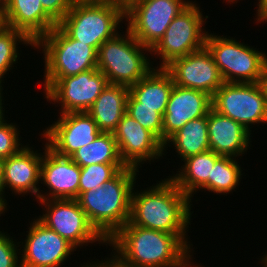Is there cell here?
<instances>
[{
    "label": "cell",
    "mask_w": 267,
    "mask_h": 267,
    "mask_svg": "<svg viewBox=\"0 0 267 267\" xmlns=\"http://www.w3.org/2000/svg\"><path fill=\"white\" fill-rule=\"evenodd\" d=\"M108 257L117 267H188L193 253L175 234L132 225L129 221L108 241Z\"/></svg>",
    "instance_id": "6da1fadb"
},
{
    "label": "cell",
    "mask_w": 267,
    "mask_h": 267,
    "mask_svg": "<svg viewBox=\"0 0 267 267\" xmlns=\"http://www.w3.org/2000/svg\"><path fill=\"white\" fill-rule=\"evenodd\" d=\"M155 184L144 190H136L139 185H134L129 222L143 228L175 234L195 252L187 236L194 207L191 199L169 177L157 180Z\"/></svg>",
    "instance_id": "7a4b0ae2"
},
{
    "label": "cell",
    "mask_w": 267,
    "mask_h": 267,
    "mask_svg": "<svg viewBox=\"0 0 267 267\" xmlns=\"http://www.w3.org/2000/svg\"><path fill=\"white\" fill-rule=\"evenodd\" d=\"M139 172L126 166L102 186L76 198L90 223L107 241L129 221L131 194Z\"/></svg>",
    "instance_id": "3957f363"
},
{
    "label": "cell",
    "mask_w": 267,
    "mask_h": 267,
    "mask_svg": "<svg viewBox=\"0 0 267 267\" xmlns=\"http://www.w3.org/2000/svg\"><path fill=\"white\" fill-rule=\"evenodd\" d=\"M125 6L105 0H75L57 24L70 38L93 46L97 51L123 29ZM121 25V26H120ZM120 30V31H119Z\"/></svg>",
    "instance_id": "277c9868"
},
{
    "label": "cell",
    "mask_w": 267,
    "mask_h": 267,
    "mask_svg": "<svg viewBox=\"0 0 267 267\" xmlns=\"http://www.w3.org/2000/svg\"><path fill=\"white\" fill-rule=\"evenodd\" d=\"M148 54L150 49L126 28L99 47L97 69L107 77L108 83L130 87L154 68Z\"/></svg>",
    "instance_id": "5b68a950"
},
{
    "label": "cell",
    "mask_w": 267,
    "mask_h": 267,
    "mask_svg": "<svg viewBox=\"0 0 267 267\" xmlns=\"http://www.w3.org/2000/svg\"><path fill=\"white\" fill-rule=\"evenodd\" d=\"M41 51L44 59V80H59L97 68V50L70 38L58 25L42 36L34 50Z\"/></svg>",
    "instance_id": "8992f818"
},
{
    "label": "cell",
    "mask_w": 267,
    "mask_h": 267,
    "mask_svg": "<svg viewBox=\"0 0 267 267\" xmlns=\"http://www.w3.org/2000/svg\"><path fill=\"white\" fill-rule=\"evenodd\" d=\"M216 34L208 31L205 46L219 68L224 82L257 83L267 65V53L234 37Z\"/></svg>",
    "instance_id": "52a82bcc"
},
{
    "label": "cell",
    "mask_w": 267,
    "mask_h": 267,
    "mask_svg": "<svg viewBox=\"0 0 267 267\" xmlns=\"http://www.w3.org/2000/svg\"><path fill=\"white\" fill-rule=\"evenodd\" d=\"M192 1L184 8L169 24L163 37L150 50V56L156 59L157 66L154 68H165L173 60L195 52L205 46L208 33L205 28L208 16H204L202 8ZM205 29H204V28Z\"/></svg>",
    "instance_id": "ba28073f"
},
{
    "label": "cell",
    "mask_w": 267,
    "mask_h": 267,
    "mask_svg": "<svg viewBox=\"0 0 267 267\" xmlns=\"http://www.w3.org/2000/svg\"><path fill=\"white\" fill-rule=\"evenodd\" d=\"M192 0H133L125 7V25L135 39L150 50L172 20Z\"/></svg>",
    "instance_id": "9c48e42d"
},
{
    "label": "cell",
    "mask_w": 267,
    "mask_h": 267,
    "mask_svg": "<svg viewBox=\"0 0 267 267\" xmlns=\"http://www.w3.org/2000/svg\"><path fill=\"white\" fill-rule=\"evenodd\" d=\"M37 203L44 210L36 217L77 249L93 243L107 246V240L90 223L76 199L39 200Z\"/></svg>",
    "instance_id": "30bf717a"
},
{
    "label": "cell",
    "mask_w": 267,
    "mask_h": 267,
    "mask_svg": "<svg viewBox=\"0 0 267 267\" xmlns=\"http://www.w3.org/2000/svg\"><path fill=\"white\" fill-rule=\"evenodd\" d=\"M44 97L61 106L59 114L87 112L107 86V77L97 68L59 80H43Z\"/></svg>",
    "instance_id": "8fae6325"
},
{
    "label": "cell",
    "mask_w": 267,
    "mask_h": 267,
    "mask_svg": "<svg viewBox=\"0 0 267 267\" xmlns=\"http://www.w3.org/2000/svg\"><path fill=\"white\" fill-rule=\"evenodd\" d=\"M212 109L252 134V125H267V103L257 83H224L211 97Z\"/></svg>",
    "instance_id": "7c38bea8"
},
{
    "label": "cell",
    "mask_w": 267,
    "mask_h": 267,
    "mask_svg": "<svg viewBox=\"0 0 267 267\" xmlns=\"http://www.w3.org/2000/svg\"><path fill=\"white\" fill-rule=\"evenodd\" d=\"M29 223L27 235L24 234L26 237L23 241H18L21 267H62L71 259L69 257L77 250L73 244L48 228L37 217L32 218Z\"/></svg>",
    "instance_id": "4fadbf2b"
},
{
    "label": "cell",
    "mask_w": 267,
    "mask_h": 267,
    "mask_svg": "<svg viewBox=\"0 0 267 267\" xmlns=\"http://www.w3.org/2000/svg\"><path fill=\"white\" fill-rule=\"evenodd\" d=\"M58 116L57 121H52L40 134L45 140L43 142L58 155L70 157L102 133L87 112H69Z\"/></svg>",
    "instance_id": "5bb4252c"
},
{
    "label": "cell",
    "mask_w": 267,
    "mask_h": 267,
    "mask_svg": "<svg viewBox=\"0 0 267 267\" xmlns=\"http://www.w3.org/2000/svg\"><path fill=\"white\" fill-rule=\"evenodd\" d=\"M112 134L117 142L120 158L127 167L139 170L145 162L151 164L156 162L154 160L164 158L163 143L127 113Z\"/></svg>",
    "instance_id": "9a60e30c"
},
{
    "label": "cell",
    "mask_w": 267,
    "mask_h": 267,
    "mask_svg": "<svg viewBox=\"0 0 267 267\" xmlns=\"http://www.w3.org/2000/svg\"><path fill=\"white\" fill-rule=\"evenodd\" d=\"M164 69L175 85L200 90L211 97L225 83L206 46L173 60Z\"/></svg>",
    "instance_id": "2e32d148"
},
{
    "label": "cell",
    "mask_w": 267,
    "mask_h": 267,
    "mask_svg": "<svg viewBox=\"0 0 267 267\" xmlns=\"http://www.w3.org/2000/svg\"><path fill=\"white\" fill-rule=\"evenodd\" d=\"M40 183L46 192L39 190L34 201L49 199H76L79 196L81 167L70 157L56 154L47 143L43 147Z\"/></svg>",
    "instance_id": "e0dca14e"
},
{
    "label": "cell",
    "mask_w": 267,
    "mask_h": 267,
    "mask_svg": "<svg viewBox=\"0 0 267 267\" xmlns=\"http://www.w3.org/2000/svg\"><path fill=\"white\" fill-rule=\"evenodd\" d=\"M26 144L17 154L4 160L2 201L8 206L6 195L11 191L14 196L30 194L35 199L42 187L40 184L43 152ZM35 149V150H33ZM40 186V187H39ZM7 193V194H5Z\"/></svg>",
    "instance_id": "ac0fdd59"
},
{
    "label": "cell",
    "mask_w": 267,
    "mask_h": 267,
    "mask_svg": "<svg viewBox=\"0 0 267 267\" xmlns=\"http://www.w3.org/2000/svg\"><path fill=\"white\" fill-rule=\"evenodd\" d=\"M211 108L207 93L174 85L163 115V144L188 121L206 116Z\"/></svg>",
    "instance_id": "d6986e66"
},
{
    "label": "cell",
    "mask_w": 267,
    "mask_h": 267,
    "mask_svg": "<svg viewBox=\"0 0 267 267\" xmlns=\"http://www.w3.org/2000/svg\"><path fill=\"white\" fill-rule=\"evenodd\" d=\"M207 124L210 150L220 156L240 157L241 160L252 146L248 130L212 108L207 114Z\"/></svg>",
    "instance_id": "ffe728a7"
},
{
    "label": "cell",
    "mask_w": 267,
    "mask_h": 267,
    "mask_svg": "<svg viewBox=\"0 0 267 267\" xmlns=\"http://www.w3.org/2000/svg\"><path fill=\"white\" fill-rule=\"evenodd\" d=\"M0 13L3 25L23 32L34 44L57 26L40 0H8Z\"/></svg>",
    "instance_id": "44dd1931"
},
{
    "label": "cell",
    "mask_w": 267,
    "mask_h": 267,
    "mask_svg": "<svg viewBox=\"0 0 267 267\" xmlns=\"http://www.w3.org/2000/svg\"><path fill=\"white\" fill-rule=\"evenodd\" d=\"M174 85L171 75L164 68H153L129 87L127 107L157 108L163 116Z\"/></svg>",
    "instance_id": "7402d4cb"
},
{
    "label": "cell",
    "mask_w": 267,
    "mask_h": 267,
    "mask_svg": "<svg viewBox=\"0 0 267 267\" xmlns=\"http://www.w3.org/2000/svg\"><path fill=\"white\" fill-rule=\"evenodd\" d=\"M220 157L211 150L190 156L183 160L181 168L179 165L176 174L172 171V175L166 177H169L193 202L192 199L197 192L208 190L211 193V172Z\"/></svg>",
    "instance_id": "603a6c76"
},
{
    "label": "cell",
    "mask_w": 267,
    "mask_h": 267,
    "mask_svg": "<svg viewBox=\"0 0 267 267\" xmlns=\"http://www.w3.org/2000/svg\"><path fill=\"white\" fill-rule=\"evenodd\" d=\"M129 87L108 83L87 113L99 130L113 133L127 110Z\"/></svg>",
    "instance_id": "cb8c5ba5"
},
{
    "label": "cell",
    "mask_w": 267,
    "mask_h": 267,
    "mask_svg": "<svg viewBox=\"0 0 267 267\" xmlns=\"http://www.w3.org/2000/svg\"><path fill=\"white\" fill-rule=\"evenodd\" d=\"M164 156L168 147L174 146L181 160L210 150L207 115L188 121L181 129L171 135L163 144Z\"/></svg>",
    "instance_id": "d4e9b609"
},
{
    "label": "cell",
    "mask_w": 267,
    "mask_h": 267,
    "mask_svg": "<svg viewBox=\"0 0 267 267\" xmlns=\"http://www.w3.org/2000/svg\"><path fill=\"white\" fill-rule=\"evenodd\" d=\"M70 158L80 167L92 164H124L113 134L104 132L90 144L79 148Z\"/></svg>",
    "instance_id": "484cf974"
},
{
    "label": "cell",
    "mask_w": 267,
    "mask_h": 267,
    "mask_svg": "<svg viewBox=\"0 0 267 267\" xmlns=\"http://www.w3.org/2000/svg\"><path fill=\"white\" fill-rule=\"evenodd\" d=\"M20 45L31 46L34 49V43L21 31L0 25V84L3 85L5 75L9 74L20 59L22 50ZM15 64V65H14ZM14 65V66H13Z\"/></svg>",
    "instance_id": "4316f807"
},
{
    "label": "cell",
    "mask_w": 267,
    "mask_h": 267,
    "mask_svg": "<svg viewBox=\"0 0 267 267\" xmlns=\"http://www.w3.org/2000/svg\"><path fill=\"white\" fill-rule=\"evenodd\" d=\"M238 162V158L229 156H221L215 162L211 172V192L227 196L233 190L239 189L244 172Z\"/></svg>",
    "instance_id": "83f0119b"
},
{
    "label": "cell",
    "mask_w": 267,
    "mask_h": 267,
    "mask_svg": "<svg viewBox=\"0 0 267 267\" xmlns=\"http://www.w3.org/2000/svg\"><path fill=\"white\" fill-rule=\"evenodd\" d=\"M125 167V164H92L81 167L79 195L102 186Z\"/></svg>",
    "instance_id": "f1b7e54d"
},
{
    "label": "cell",
    "mask_w": 267,
    "mask_h": 267,
    "mask_svg": "<svg viewBox=\"0 0 267 267\" xmlns=\"http://www.w3.org/2000/svg\"><path fill=\"white\" fill-rule=\"evenodd\" d=\"M126 113L163 143V116L157 108L127 107Z\"/></svg>",
    "instance_id": "f546056e"
},
{
    "label": "cell",
    "mask_w": 267,
    "mask_h": 267,
    "mask_svg": "<svg viewBox=\"0 0 267 267\" xmlns=\"http://www.w3.org/2000/svg\"><path fill=\"white\" fill-rule=\"evenodd\" d=\"M10 121L0 124V157L3 159L17 154L26 146L21 140L19 126L15 121L9 123Z\"/></svg>",
    "instance_id": "4dcf8cb0"
},
{
    "label": "cell",
    "mask_w": 267,
    "mask_h": 267,
    "mask_svg": "<svg viewBox=\"0 0 267 267\" xmlns=\"http://www.w3.org/2000/svg\"><path fill=\"white\" fill-rule=\"evenodd\" d=\"M2 231L0 229V267H21L20 246L13 237L15 234L10 236L8 232Z\"/></svg>",
    "instance_id": "1f68e13d"
},
{
    "label": "cell",
    "mask_w": 267,
    "mask_h": 267,
    "mask_svg": "<svg viewBox=\"0 0 267 267\" xmlns=\"http://www.w3.org/2000/svg\"><path fill=\"white\" fill-rule=\"evenodd\" d=\"M44 11L58 24L75 0H40Z\"/></svg>",
    "instance_id": "d6a6232c"
},
{
    "label": "cell",
    "mask_w": 267,
    "mask_h": 267,
    "mask_svg": "<svg viewBox=\"0 0 267 267\" xmlns=\"http://www.w3.org/2000/svg\"><path fill=\"white\" fill-rule=\"evenodd\" d=\"M258 3H256L257 12L255 14L254 18L256 21V25L259 23H265L267 22V0H257Z\"/></svg>",
    "instance_id": "836d02e7"
},
{
    "label": "cell",
    "mask_w": 267,
    "mask_h": 267,
    "mask_svg": "<svg viewBox=\"0 0 267 267\" xmlns=\"http://www.w3.org/2000/svg\"><path fill=\"white\" fill-rule=\"evenodd\" d=\"M93 259H91L90 261L87 260V262H83V264L81 263L80 267H117L108 257L101 258V260L99 261V259H97L96 261H92ZM92 261V262H91Z\"/></svg>",
    "instance_id": "e575fe53"
},
{
    "label": "cell",
    "mask_w": 267,
    "mask_h": 267,
    "mask_svg": "<svg viewBox=\"0 0 267 267\" xmlns=\"http://www.w3.org/2000/svg\"><path fill=\"white\" fill-rule=\"evenodd\" d=\"M258 84L263 92L267 103V65L264 67L262 74L259 78Z\"/></svg>",
    "instance_id": "d590c367"
},
{
    "label": "cell",
    "mask_w": 267,
    "mask_h": 267,
    "mask_svg": "<svg viewBox=\"0 0 267 267\" xmlns=\"http://www.w3.org/2000/svg\"><path fill=\"white\" fill-rule=\"evenodd\" d=\"M3 86L0 84V124H2L4 121L8 120L6 119L7 117L5 116V104H4V93H3Z\"/></svg>",
    "instance_id": "8d00e7d4"
},
{
    "label": "cell",
    "mask_w": 267,
    "mask_h": 267,
    "mask_svg": "<svg viewBox=\"0 0 267 267\" xmlns=\"http://www.w3.org/2000/svg\"><path fill=\"white\" fill-rule=\"evenodd\" d=\"M3 158L0 157V198L2 200V188H3V165H4Z\"/></svg>",
    "instance_id": "74e56055"
},
{
    "label": "cell",
    "mask_w": 267,
    "mask_h": 267,
    "mask_svg": "<svg viewBox=\"0 0 267 267\" xmlns=\"http://www.w3.org/2000/svg\"><path fill=\"white\" fill-rule=\"evenodd\" d=\"M8 207L7 205L1 200L0 198V217L4 216L6 214V212L8 211ZM5 213V214H4ZM3 214V215H2Z\"/></svg>",
    "instance_id": "f35d334b"
},
{
    "label": "cell",
    "mask_w": 267,
    "mask_h": 267,
    "mask_svg": "<svg viewBox=\"0 0 267 267\" xmlns=\"http://www.w3.org/2000/svg\"><path fill=\"white\" fill-rule=\"evenodd\" d=\"M267 252H265V255H263L260 259H259V263H261L260 266H267ZM261 261V262H260Z\"/></svg>",
    "instance_id": "ab89813d"
},
{
    "label": "cell",
    "mask_w": 267,
    "mask_h": 267,
    "mask_svg": "<svg viewBox=\"0 0 267 267\" xmlns=\"http://www.w3.org/2000/svg\"><path fill=\"white\" fill-rule=\"evenodd\" d=\"M106 1L117 2V3H120L126 7L133 0H106Z\"/></svg>",
    "instance_id": "60d3db41"
},
{
    "label": "cell",
    "mask_w": 267,
    "mask_h": 267,
    "mask_svg": "<svg viewBox=\"0 0 267 267\" xmlns=\"http://www.w3.org/2000/svg\"><path fill=\"white\" fill-rule=\"evenodd\" d=\"M8 0H0V12L6 7Z\"/></svg>",
    "instance_id": "b9f144b4"
},
{
    "label": "cell",
    "mask_w": 267,
    "mask_h": 267,
    "mask_svg": "<svg viewBox=\"0 0 267 267\" xmlns=\"http://www.w3.org/2000/svg\"><path fill=\"white\" fill-rule=\"evenodd\" d=\"M195 262L194 261H192V263L188 266V267H205L204 265H201V264H194Z\"/></svg>",
    "instance_id": "7bdbcfd3"
},
{
    "label": "cell",
    "mask_w": 267,
    "mask_h": 267,
    "mask_svg": "<svg viewBox=\"0 0 267 267\" xmlns=\"http://www.w3.org/2000/svg\"><path fill=\"white\" fill-rule=\"evenodd\" d=\"M223 1H225L226 3H228V5H229V3H230V5H232V4H234L235 2L238 3L239 0H223ZM240 1H241V0H240Z\"/></svg>",
    "instance_id": "ee69618b"
}]
</instances>
